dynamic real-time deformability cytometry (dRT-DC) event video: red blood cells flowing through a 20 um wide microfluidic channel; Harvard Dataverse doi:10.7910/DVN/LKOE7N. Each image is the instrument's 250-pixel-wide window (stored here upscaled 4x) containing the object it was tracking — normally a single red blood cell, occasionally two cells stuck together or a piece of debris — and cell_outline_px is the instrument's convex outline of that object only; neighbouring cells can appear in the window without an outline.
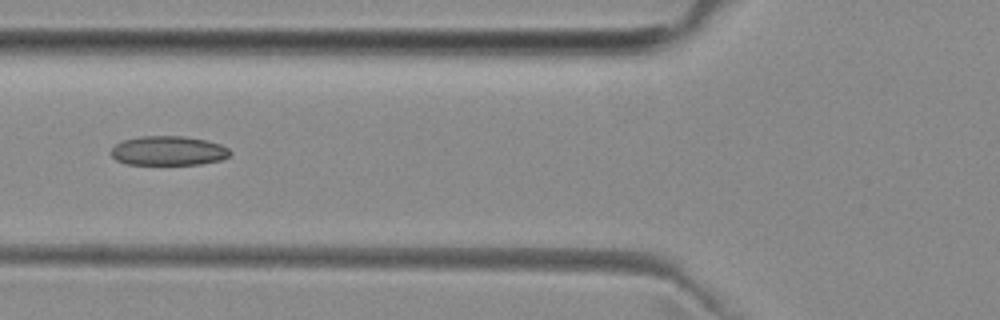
{"species": "common noctule bat (a hibernating species)", "species_latin": "Nyctalus noctula", "temperature_condition": "room temperature", "stored_images_in_passage": 4, "camera_frame_rate_fps": 3000, "um_per_image_px": 0.085, "animal": {"sex": "female", "body_mass_g": 29.2, "forearm_length_mm": 56.3}, "frame": {"image": 1, "passage_image": 4, "time_ms": 4.333, "image_size_px": [1000, 320], "cell_outline_px": [[232, 152], [228, 156], [220, 160], [200, 164], [124, 164], [116, 160], [112, 156], [112, 148], [116, 144], [124, 140], [140, 136], [184, 136], [204, 140], [220, 144], [228, 148]], "centroid_in_image_um": [14.3, 12.81], "position_along_channel_um": 111.5, "area_um2": 20.23}}